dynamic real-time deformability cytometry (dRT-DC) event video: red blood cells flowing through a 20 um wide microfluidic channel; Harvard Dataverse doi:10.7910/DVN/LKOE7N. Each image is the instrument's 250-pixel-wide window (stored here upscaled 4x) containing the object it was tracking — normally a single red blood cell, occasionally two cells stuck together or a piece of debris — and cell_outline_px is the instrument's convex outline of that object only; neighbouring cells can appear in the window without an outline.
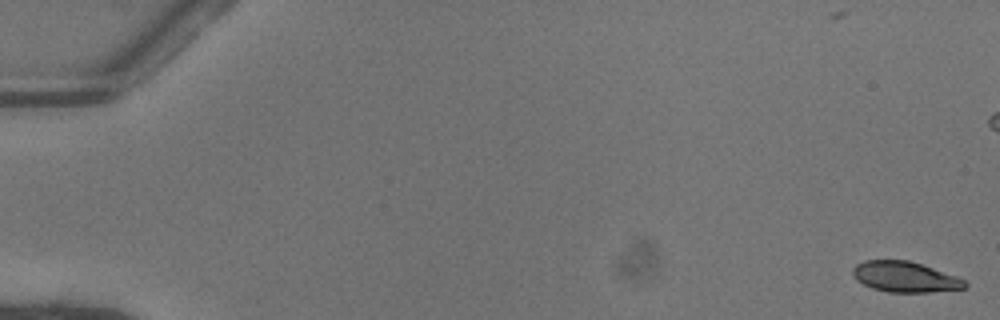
{"species": "common noctule bat (a hibernating species)", "species_latin": "Nyctalus noctula", "temperature_condition": "warm", "stored_images_in_passage": 47, "camera_frame_rate_fps": 3000, "um_per_image_px": 0.085, "animal": {"sex": "female"}, "frame": {"image": 1, "passage_image": 1, "time_ms": 0.0, "image_size_px": [1000, 320], "cell_outline_px": [[968, 284], [964, 288], [928, 292], [888, 292], [872, 288], [856, 280], [852, 276], [852, 268], [856, 264], [864, 260], [908, 260], [956, 276], [964, 280]], "centroid_in_image_um": [76.87, 23.53], "position_along_channel_um": 8.1, "area_um2": 19.83}}
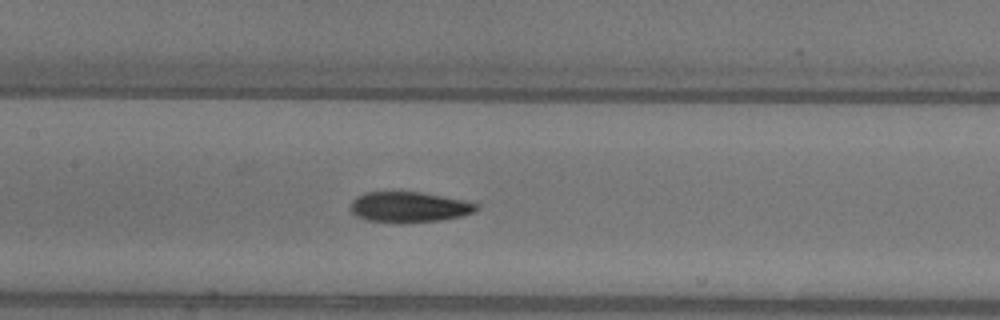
{"frame": {"image": 2, "passage_image": 26, "time_ms": 8.333, "image_size_px": [1000, 320], "cell_outline_px": [[480, 208], [476, 212], [460, 216], [440, 220], [400, 224], [364, 220], [356, 216], [348, 208], [352, 200], [356, 196], [364, 192], [420, 192], [476, 200], [480, 204]], "centroid_in_image_um": [34.84, 17.6], "position_along_channel_um": 172.6, "area_um2": 23.41}}
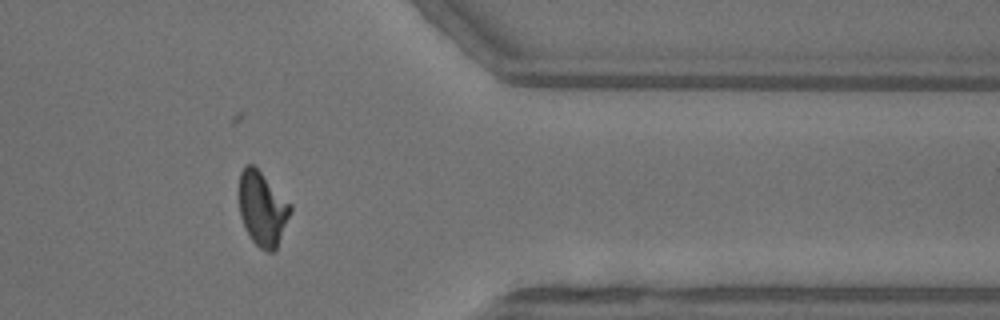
{"frame": {"image": 3, "passage_image": 43, "time_ms": 14.0, "image_size_px": [1000, 320], "cell_outline_px": [[292, 212], [276, 252], [268, 252], [260, 248], [252, 240], [240, 216], [240, 172], [248, 164], [256, 164], [292, 204]], "centroid_in_image_um": [22.36, 17.72], "position_along_channel_um": 389.0, "area_um2": 22.66}}